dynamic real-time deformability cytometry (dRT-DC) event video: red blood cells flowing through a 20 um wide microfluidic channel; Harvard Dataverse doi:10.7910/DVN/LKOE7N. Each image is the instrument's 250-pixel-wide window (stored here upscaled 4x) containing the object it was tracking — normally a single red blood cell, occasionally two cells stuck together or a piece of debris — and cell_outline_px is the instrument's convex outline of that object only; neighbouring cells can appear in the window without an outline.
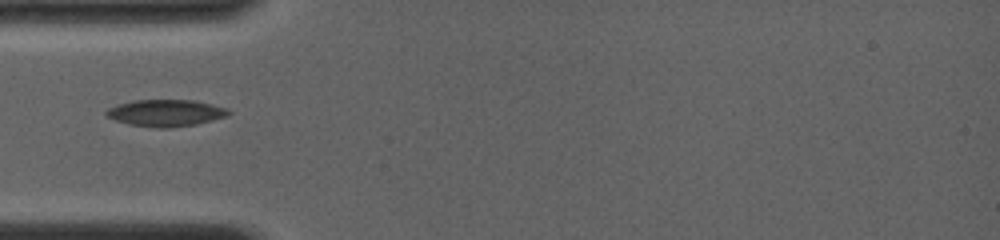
{"species": "common noctule bat (a hibernating species)", "species_latin": "Nyctalus noctula", "temperature_condition": "room temperature", "stored_images_in_passage": 35, "camera_frame_rate_fps": 4000, "um_per_image_px": 0.085, "animal": {"sex": "female", "body_mass_g": 19.0, "forearm_length_mm": 56.7}, "frame": {"image": 1, "passage_image": 1, "time_ms": 0.0, "image_size_px": [1000, 240], "cell_outline_px": [[232, 112], [228, 116], [196, 124], [168, 128], [156, 128], [128, 124], [116, 120], [108, 116], [104, 112], [108, 108], [116, 104], [136, 100], [192, 100], [228, 108]], "centroid_in_image_um": [14.09, 9.6], "position_along_channel_um": 70.9, "area_um2": 19.07}}
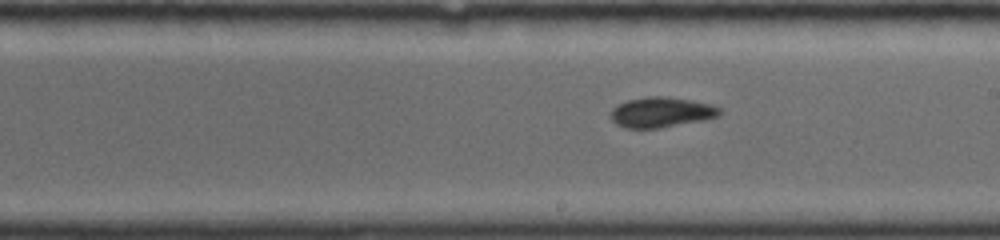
{"frame": {"image": 2, "passage_image": 20, "time_ms": 4.0, "image_size_px": [1000, 240], "cell_outline_px": [[724, 112], [720, 116], [704, 120], [660, 128], [624, 128], [616, 124], [608, 116], [612, 108], [616, 104], [628, 100], [648, 96], [664, 96], [692, 100], [712, 104], [720, 108]], "centroid_in_image_um": [56.21, 9.54], "position_along_channel_um": 232.8, "area_um2": 19.59}}
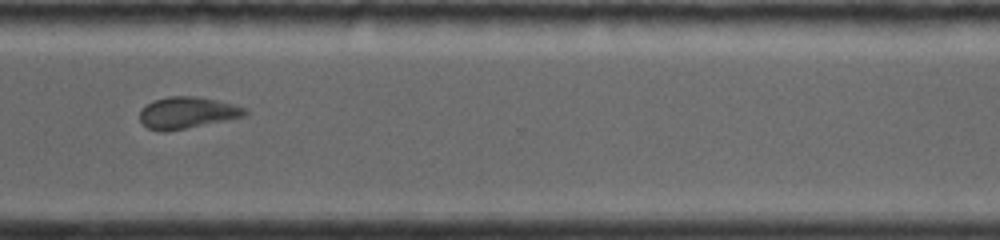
{"frame": {"image": 3, "passage_image": 34, "time_ms": 7.0, "image_size_px": [1000, 240], "cell_outline_px": [[248, 112], [244, 116], [164, 132], [160, 132], [148, 128], [140, 120], [140, 108], [152, 100], [168, 96], [196, 96], [216, 100], [248, 108]], "centroid_in_image_um": [15.87, 9.56], "position_along_channel_um": 354.7, "area_um2": 19.25}}